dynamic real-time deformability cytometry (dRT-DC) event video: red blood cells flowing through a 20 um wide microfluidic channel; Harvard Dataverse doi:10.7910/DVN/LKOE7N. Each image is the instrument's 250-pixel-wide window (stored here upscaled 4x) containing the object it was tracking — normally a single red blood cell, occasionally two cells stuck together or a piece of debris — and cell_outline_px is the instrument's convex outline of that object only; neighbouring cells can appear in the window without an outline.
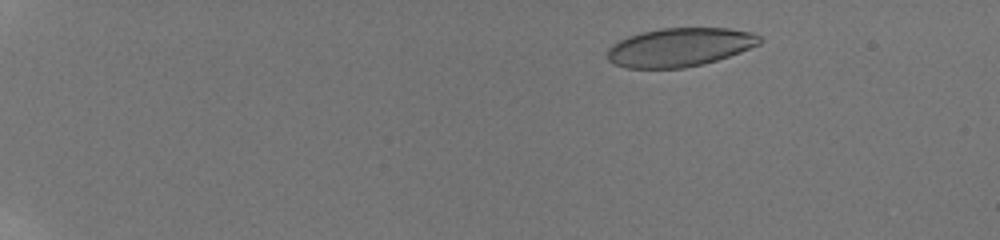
{"species": "human", "species_latin": "Homo sapiens", "temperature_condition": "room temperature", "stored_images_in_passage": 103, "camera_frame_rate_fps": 3000, "um_per_image_px": 0.085, "donor": {"sex": "male"}, "frame": {"image": 1, "passage_image": 17, "time_ms": 3.0, "image_size_px": [1000, 240], "cell_outline_px": [[764, 40], [760, 44], [740, 52], [704, 64], [684, 68], [628, 68], [612, 64], [608, 60], [608, 48], [612, 44], [628, 36], [640, 32], [660, 28], [728, 28], [752, 32], [760, 36]], "centroid_in_image_um": [57.78, 4.01], "position_along_channel_um": 27.2, "area_um2": 34.45}}
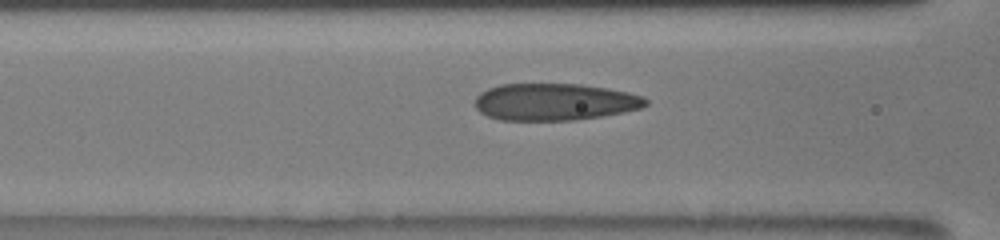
{"frame": {"image": 2, "passage_image": 52, "time_ms": 9.0, "image_size_px": [1000, 240], "cell_outline_px": [[648, 104], [640, 108], [624, 112], [576, 120], [500, 120], [488, 116], [480, 112], [476, 108], [476, 96], [480, 92], [488, 88], [500, 84], [580, 84], [608, 88], [628, 92], [644, 96], [648, 100]], "centroid_in_image_um": [47.15, 8.66], "position_along_channel_um": 119.4, "area_um2": 36.93}}
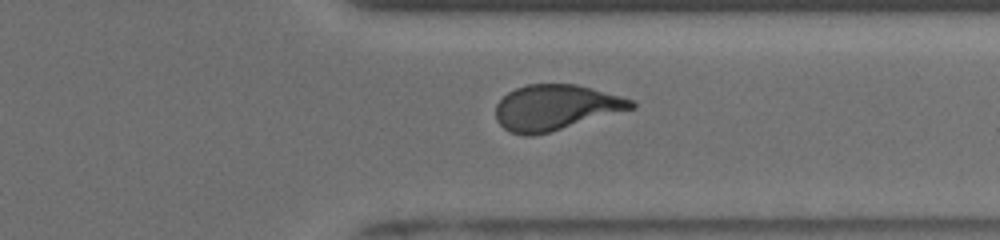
{"frame": {"image": 3, "passage_image": 97, "time_ms": 15.333, "image_size_px": [1000, 240], "cell_outline_px": [[636, 108], [548, 132], [532, 136], [524, 136], [512, 132], [504, 128], [496, 120], [496, 104], [508, 92], [516, 88], [528, 84], [576, 84], [592, 88], [620, 96], [632, 100], [636, 104]], "centroid_in_image_um": [47.22, 9.13], "position_along_channel_um": 364.2, "area_um2": 35.66}, "authors_computed_cell_mechanics": {"area_um2": 36.1828, "velocity_mm_per_s": 3.8621, "shape_relaxation_time_tau1_ms": 4.944, "shape_relaxation_time_tau2_ms": 1.144, "deformation_change_tau1": 0.1709, "deformation_change_tau2": 0.067}}